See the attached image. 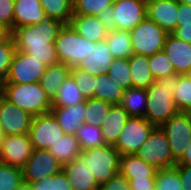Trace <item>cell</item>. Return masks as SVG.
<instances>
[{
    "label": "cell",
    "mask_w": 191,
    "mask_h": 190,
    "mask_svg": "<svg viewBox=\"0 0 191 190\" xmlns=\"http://www.w3.org/2000/svg\"><path fill=\"white\" fill-rule=\"evenodd\" d=\"M47 65L32 55L16 50L3 83L27 84L40 82Z\"/></svg>",
    "instance_id": "30bf717a"
},
{
    "label": "cell",
    "mask_w": 191,
    "mask_h": 190,
    "mask_svg": "<svg viewBox=\"0 0 191 190\" xmlns=\"http://www.w3.org/2000/svg\"><path fill=\"white\" fill-rule=\"evenodd\" d=\"M180 74H173L156 80L146 89L147 106L144 118L156 127H160L179 111L173 94L179 84Z\"/></svg>",
    "instance_id": "7a4b0ae2"
},
{
    "label": "cell",
    "mask_w": 191,
    "mask_h": 190,
    "mask_svg": "<svg viewBox=\"0 0 191 190\" xmlns=\"http://www.w3.org/2000/svg\"><path fill=\"white\" fill-rule=\"evenodd\" d=\"M177 165H186L191 167V143L187 148L183 158L177 163Z\"/></svg>",
    "instance_id": "f5cc1de1"
},
{
    "label": "cell",
    "mask_w": 191,
    "mask_h": 190,
    "mask_svg": "<svg viewBox=\"0 0 191 190\" xmlns=\"http://www.w3.org/2000/svg\"><path fill=\"white\" fill-rule=\"evenodd\" d=\"M156 128L144 117H129L123 127L114 148L121 154L133 155L146 142Z\"/></svg>",
    "instance_id": "9c48e42d"
},
{
    "label": "cell",
    "mask_w": 191,
    "mask_h": 190,
    "mask_svg": "<svg viewBox=\"0 0 191 190\" xmlns=\"http://www.w3.org/2000/svg\"><path fill=\"white\" fill-rule=\"evenodd\" d=\"M128 118V113L120 104L111 105L108 116L101 121L102 134L107 145H115Z\"/></svg>",
    "instance_id": "603a6c76"
},
{
    "label": "cell",
    "mask_w": 191,
    "mask_h": 190,
    "mask_svg": "<svg viewBox=\"0 0 191 190\" xmlns=\"http://www.w3.org/2000/svg\"><path fill=\"white\" fill-rule=\"evenodd\" d=\"M120 106L129 117H144L147 106L146 89L129 88L125 90Z\"/></svg>",
    "instance_id": "f1b7e54d"
},
{
    "label": "cell",
    "mask_w": 191,
    "mask_h": 190,
    "mask_svg": "<svg viewBox=\"0 0 191 190\" xmlns=\"http://www.w3.org/2000/svg\"><path fill=\"white\" fill-rule=\"evenodd\" d=\"M42 8L49 19L69 24L73 16V0H40Z\"/></svg>",
    "instance_id": "d6a6232c"
},
{
    "label": "cell",
    "mask_w": 191,
    "mask_h": 190,
    "mask_svg": "<svg viewBox=\"0 0 191 190\" xmlns=\"http://www.w3.org/2000/svg\"><path fill=\"white\" fill-rule=\"evenodd\" d=\"M173 99L179 112H191V74L180 75Z\"/></svg>",
    "instance_id": "d590c367"
},
{
    "label": "cell",
    "mask_w": 191,
    "mask_h": 190,
    "mask_svg": "<svg viewBox=\"0 0 191 190\" xmlns=\"http://www.w3.org/2000/svg\"><path fill=\"white\" fill-rule=\"evenodd\" d=\"M86 101L73 78L69 75L52 100V107H68Z\"/></svg>",
    "instance_id": "f546056e"
},
{
    "label": "cell",
    "mask_w": 191,
    "mask_h": 190,
    "mask_svg": "<svg viewBox=\"0 0 191 190\" xmlns=\"http://www.w3.org/2000/svg\"><path fill=\"white\" fill-rule=\"evenodd\" d=\"M2 96L33 117L51 112L52 101L43 90L40 82L2 83Z\"/></svg>",
    "instance_id": "3957f363"
},
{
    "label": "cell",
    "mask_w": 191,
    "mask_h": 190,
    "mask_svg": "<svg viewBox=\"0 0 191 190\" xmlns=\"http://www.w3.org/2000/svg\"><path fill=\"white\" fill-rule=\"evenodd\" d=\"M157 171V168L135 154L121 156L120 173L126 178H156Z\"/></svg>",
    "instance_id": "cb8c5ba5"
},
{
    "label": "cell",
    "mask_w": 191,
    "mask_h": 190,
    "mask_svg": "<svg viewBox=\"0 0 191 190\" xmlns=\"http://www.w3.org/2000/svg\"><path fill=\"white\" fill-rule=\"evenodd\" d=\"M64 134L52 112L34 116L28 133L33 149L47 150Z\"/></svg>",
    "instance_id": "8fae6325"
},
{
    "label": "cell",
    "mask_w": 191,
    "mask_h": 190,
    "mask_svg": "<svg viewBox=\"0 0 191 190\" xmlns=\"http://www.w3.org/2000/svg\"><path fill=\"white\" fill-rule=\"evenodd\" d=\"M85 110L86 101L68 107L51 108L64 133L70 135H75L76 130L85 123Z\"/></svg>",
    "instance_id": "44dd1931"
},
{
    "label": "cell",
    "mask_w": 191,
    "mask_h": 190,
    "mask_svg": "<svg viewBox=\"0 0 191 190\" xmlns=\"http://www.w3.org/2000/svg\"><path fill=\"white\" fill-rule=\"evenodd\" d=\"M178 163L191 143V112H178L160 126Z\"/></svg>",
    "instance_id": "52a82bcc"
},
{
    "label": "cell",
    "mask_w": 191,
    "mask_h": 190,
    "mask_svg": "<svg viewBox=\"0 0 191 190\" xmlns=\"http://www.w3.org/2000/svg\"><path fill=\"white\" fill-rule=\"evenodd\" d=\"M13 30L39 24L47 19L40 0H14Z\"/></svg>",
    "instance_id": "ffe728a7"
},
{
    "label": "cell",
    "mask_w": 191,
    "mask_h": 190,
    "mask_svg": "<svg viewBox=\"0 0 191 190\" xmlns=\"http://www.w3.org/2000/svg\"><path fill=\"white\" fill-rule=\"evenodd\" d=\"M56 190H73L63 170L56 174Z\"/></svg>",
    "instance_id": "816d5d0a"
},
{
    "label": "cell",
    "mask_w": 191,
    "mask_h": 190,
    "mask_svg": "<svg viewBox=\"0 0 191 190\" xmlns=\"http://www.w3.org/2000/svg\"><path fill=\"white\" fill-rule=\"evenodd\" d=\"M4 136V133H3V130H2V127H1V121H0V140L1 138Z\"/></svg>",
    "instance_id": "6f0895ef"
},
{
    "label": "cell",
    "mask_w": 191,
    "mask_h": 190,
    "mask_svg": "<svg viewBox=\"0 0 191 190\" xmlns=\"http://www.w3.org/2000/svg\"><path fill=\"white\" fill-rule=\"evenodd\" d=\"M112 7L116 30L131 31L147 17V0H119Z\"/></svg>",
    "instance_id": "5bb4252c"
},
{
    "label": "cell",
    "mask_w": 191,
    "mask_h": 190,
    "mask_svg": "<svg viewBox=\"0 0 191 190\" xmlns=\"http://www.w3.org/2000/svg\"><path fill=\"white\" fill-rule=\"evenodd\" d=\"M73 190H98L99 184L87 165L86 157L81 155L62 166Z\"/></svg>",
    "instance_id": "e0dca14e"
},
{
    "label": "cell",
    "mask_w": 191,
    "mask_h": 190,
    "mask_svg": "<svg viewBox=\"0 0 191 190\" xmlns=\"http://www.w3.org/2000/svg\"><path fill=\"white\" fill-rule=\"evenodd\" d=\"M69 24L79 35L94 43L104 40L109 32L97 16L73 15Z\"/></svg>",
    "instance_id": "7402d4cb"
},
{
    "label": "cell",
    "mask_w": 191,
    "mask_h": 190,
    "mask_svg": "<svg viewBox=\"0 0 191 190\" xmlns=\"http://www.w3.org/2000/svg\"><path fill=\"white\" fill-rule=\"evenodd\" d=\"M98 190H131L129 181L120 172L101 184Z\"/></svg>",
    "instance_id": "ee69618b"
},
{
    "label": "cell",
    "mask_w": 191,
    "mask_h": 190,
    "mask_svg": "<svg viewBox=\"0 0 191 190\" xmlns=\"http://www.w3.org/2000/svg\"><path fill=\"white\" fill-rule=\"evenodd\" d=\"M163 52L172 62L176 74H191V43H187L172 34H168Z\"/></svg>",
    "instance_id": "ac0fdd59"
},
{
    "label": "cell",
    "mask_w": 191,
    "mask_h": 190,
    "mask_svg": "<svg viewBox=\"0 0 191 190\" xmlns=\"http://www.w3.org/2000/svg\"><path fill=\"white\" fill-rule=\"evenodd\" d=\"M149 66L155 81L176 73L172 62L163 51L149 56Z\"/></svg>",
    "instance_id": "f35d334b"
},
{
    "label": "cell",
    "mask_w": 191,
    "mask_h": 190,
    "mask_svg": "<svg viewBox=\"0 0 191 190\" xmlns=\"http://www.w3.org/2000/svg\"><path fill=\"white\" fill-rule=\"evenodd\" d=\"M70 76L86 99L94 98L95 75L73 67L70 70Z\"/></svg>",
    "instance_id": "b9f144b4"
},
{
    "label": "cell",
    "mask_w": 191,
    "mask_h": 190,
    "mask_svg": "<svg viewBox=\"0 0 191 190\" xmlns=\"http://www.w3.org/2000/svg\"><path fill=\"white\" fill-rule=\"evenodd\" d=\"M147 18L171 34L176 28L177 0H147Z\"/></svg>",
    "instance_id": "2e32d148"
},
{
    "label": "cell",
    "mask_w": 191,
    "mask_h": 190,
    "mask_svg": "<svg viewBox=\"0 0 191 190\" xmlns=\"http://www.w3.org/2000/svg\"><path fill=\"white\" fill-rule=\"evenodd\" d=\"M125 89L114 82L108 74L95 76L94 98L112 105L120 104Z\"/></svg>",
    "instance_id": "4316f807"
},
{
    "label": "cell",
    "mask_w": 191,
    "mask_h": 190,
    "mask_svg": "<svg viewBox=\"0 0 191 190\" xmlns=\"http://www.w3.org/2000/svg\"><path fill=\"white\" fill-rule=\"evenodd\" d=\"M64 24L62 21L47 18L39 24L16 28L10 34L16 50L51 66L59 63L54 43Z\"/></svg>",
    "instance_id": "6da1fadb"
},
{
    "label": "cell",
    "mask_w": 191,
    "mask_h": 190,
    "mask_svg": "<svg viewBox=\"0 0 191 190\" xmlns=\"http://www.w3.org/2000/svg\"><path fill=\"white\" fill-rule=\"evenodd\" d=\"M7 34V32L0 26V39L4 37Z\"/></svg>",
    "instance_id": "11a10c76"
},
{
    "label": "cell",
    "mask_w": 191,
    "mask_h": 190,
    "mask_svg": "<svg viewBox=\"0 0 191 190\" xmlns=\"http://www.w3.org/2000/svg\"><path fill=\"white\" fill-rule=\"evenodd\" d=\"M75 136L78 139L81 151L106 145L101 126L84 123L76 130Z\"/></svg>",
    "instance_id": "1f68e13d"
},
{
    "label": "cell",
    "mask_w": 191,
    "mask_h": 190,
    "mask_svg": "<svg viewBox=\"0 0 191 190\" xmlns=\"http://www.w3.org/2000/svg\"><path fill=\"white\" fill-rule=\"evenodd\" d=\"M129 66L133 88L147 89L155 82L149 66V56L132 54Z\"/></svg>",
    "instance_id": "484cf974"
},
{
    "label": "cell",
    "mask_w": 191,
    "mask_h": 190,
    "mask_svg": "<svg viewBox=\"0 0 191 190\" xmlns=\"http://www.w3.org/2000/svg\"><path fill=\"white\" fill-rule=\"evenodd\" d=\"M32 118L29 113L0 96V121L4 135L28 134Z\"/></svg>",
    "instance_id": "9a60e30c"
},
{
    "label": "cell",
    "mask_w": 191,
    "mask_h": 190,
    "mask_svg": "<svg viewBox=\"0 0 191 190\" xmlns=\"http://www.w3.org/2000/svg\"><path fill=\"white\" fill-rule=\"evenodd\" d=\"M23 181L22 168L0 162V190H18Z\"/></svg>",
    "instance_id": "8d00e7d4"
},
{
    "label": "cell",
    "mask_w": 191,
    "mask_h": 190,
    "mask_svg": "<svg viewBox=\"0 0 191 190\" xmlns=\"http://www.w3.org/2000/svg\"><path fill=\"white\" fill-rule=\"evenodd\" d=\"M180 3H185V4H190L191 5V0H177Z\"/></svg>",
    "instance_id": "9f6ffc18"
},
{
    "label": "cell",
    "mask_w": 191,
    "mask_h": 190,
    "mask_svg": "<svg viewBox=\"0 0 191 190\" xmlns=\"http://www.w3.org/2000/svg\"><path fill=\"white\" fill-rule=\"evenodd\" d=\"M33 151L28 134L4 135L0 140V162L22 168Z\"/></svg>",
    "instance_id": "4fadbf2b"
},
{
    "label": "cell",
    "mask_w": 191,
    "mask_h": 190,
    "mask_svg": "<svg viewBox=\"0 0 191 190\" xmlns=\"http://www.w3.org/2000/svg\"><path fill=\"white\" fill-rule=\"evenodd\" d=\"M112 4V0H73V15L97 16Z\"/></svg>",
    "instance_id": "60d3db41"
},
{
    "label": "cell",
    "mask_w": 191,
    "mask_h": 190,
    "mask_svg": "<svg viewBox=\"0 0 191 190\" xmlns=\"http://www.w3.org/2000/svg\"><path fill=\"white\" fill-rule=\"evenodd\" d=\"M48 150L62 166L74 161L82 153L77 137L70 134L62 135Z\"/></svg>",
    "instance_id": "d4e9b609"
},
{
    "label": "cell",
    "mask_w": 191,
    "mask_h": 190,
    "mask_svg": "<svg viewBox=\"0 0 191 190\" xmlns=\"http://www.w3.org/2000/svg\"><path fill=\"white\" fill-rule=\"evenodd\" d=\"M16 52L15 44L10 33H7L0 39V82L3 83L9 67L12 62V58Z\"/></svg>",
    "instance_id": "ab89813d"
},
{
    "label": "cell",
    "mask_w": 191,
    "mask_h": 190,
    "mask_svg": "<svg viewBox=\"0 0 191 190\" xmlns=\"http://www.w3.org/2000/svg\"><path fill=\"white\" fill-rule=\"evenodd\" d=\"M14 0H0V26L7 32L13 31Z\"/></svg>",
    "instance_id": "7bdbcfd3"
},
{
    "label": "cell",
    "mask_w": 191,
    "mask_h": 190,
    "mask_svg": "<svg viewBox=\"0 0 191 190\" xmlns=\"http://www.w3.org/2000/svg\"><path fill=\"white\" fill-rule=\"evenodd\" d=\"M2 95V83L0 82V96Z\"/></svg>",
    "instance_id": "680465c9"
},
{
    "label": "cell",
    "mask_w": 191,
    "mask_h": 190,
    "mask_svg": "<svg viewBox=\"0 0 191 190\" xmlns=\"http://www.w3.org/2000/svg\"><path fill=\"white\" fill-rule=\"evenodd\" d=\"M135 155L158 170L171 168L177 164L173 158L167 137L160 127H156L151 132Z\"/></svg>",
    "instance_id": "ba28073f"
},
{
    "label": "cell",
    "mask_w": 191,
    "mask_h": 190,
    "mask_svg": "<svg viewBox=\"0 0 191 190\" xmlns=\"http://www.w3.org/2000/svg\"><path fill=\"white\" fill-rule=\"evenodd\" d=\"M168 33L149 18L130 31L133 54L151 56L163 51Z\"/></svg>",
    "instance_id": "5b68a950"
},
{
    "label": "cell",
    "mask_w": 191,
    "mask_h": 190,
    "mask_svg": "<svg viewBox=\"0 0 191 190\" xmlns=\"http://www.w3.org/2000/svg\"><path fill=\"white\" fill-rule=\"evenodd\" d=\"M18 190H33V187L31 185V183H27V182L23 181V183L20 185Z\"/></svg>",
    "instance_id": "db71d44e"
},
{
    "label": "cell",
    "mask_w": 191,
    "mask_h": 190,
    "mask_svg": "<svg viewBox=\"0 0 191 190\" xmlns=\"http://www.w3.org/2000/svg\"><path fill=\"white\" fill-rule=\"evenodd\" d=\"M82 154L99 185L120 172L121 154L112 145L88 149Z\"/></svg>",
    "instance_id": "8992f818"
},
{
    "label": "cell",
    "mask_w": 191,
    "mask_h": 190,
    "mask_svg": "<svg viewBox=\"0 0 191 190\" xmlns=\"http://www.w3.org/2000/svg\"><path fill=\"white\" fill-rule=\"evenodd\" d=\"M97 17L108 31L116 30V21L114 19L112 6L103 9L102 12L97 15Z\"/></svg>",
    "instance_id": "bcb514c9"
},
{
    "label": "cell",
    "mask_w": 191,
    "mask_h": 190,
    "mask_svg": "<svg viewBox=\"0 0 191 190\" xmlns=\"http://www.w3.org/2000/svg\"><path fill=\"white\" fill-rule=\"evenodd\" d=\"M31 185L33 190H56V174Z\"/></svg>",
    "instance_id": "681fc988"
},
{
    "label": "cell",
    "mask_w": 191,
    "mask_h": 190,
    "mask_svg": "<svg viewBox=\"0 0 191 190\" xmlns=\"http://www.w3.org/2000/svg\"><path fill=\"white\" fill-rule=\"evenodd\" d=\"M113 56L107 46L106 39L91 42V52L79 65L78 69L98 76L107 74L108 68L112 65Z\"/></svg>",
    "instance_id": "d6986e66"
},
{
    "label": "cell",
    "mask_w": 191,
    "mask_h": 190,
    "mask_svg": "<svg viewBox=\"0 0 191 190\" xmlns=\"http://www.w3.org/2000/svg\"><path fill=\"white\" fill-rule=\"evenodd\" d=\"M71 68L64 63H57L48 66L41 78V86L52 101L57 90L60 88L64 80L70 75Z\"/></svg>",
    "instance_id": "83f0119b"
},
{
    "label": "cell",
    "mask_w": 191,
    "mask_h": 190,
    "mask_svg": "<svg viewBox=\"0 0 191 190\" xmlns=\"http://www.w3.org/2000/svg\"><path fill=\"white\" fill-rule=\"evenodd\" d=\"M62 170V165L47 149H33L31 156L22 167L23 180L36 183Z\"/></svg>",
    "instance_id": "7c38bea8"
},
{
    "label": "cell",
    "mask_w": 191,
    "mask_h": 190,
    "mask_svg": "<svg viewBox=\"0 0 191 190\" xmlns=\"http://www.w3.org/2000/svg\"><path fill=\"white\" fill-rule=\"evenodd\" d=\"M59 62L77 67L91 52V41L79 35L70 24H64L55 40Z\"/></svg>",
    "instance_id": "277c9868"
},
{
    "label": "cell",
    "mask_w": 191,
    "mask_h": 190,
    "mask_svg": "<svg viewBox=\"0 0 191 190\" xmlns=\"http://www.w3.org/2000/svg\"><path fill=\"white\" fill-rule=\"evenodd\" d=\"M131 190H155V178H127Z\"/></svg>",
    "instance_id": "7dc6e473"
},
{
    "label": "cell",
    "mask_w": 191,
    "mask_h": 190,
    "mask_svg": "<svg viewBox=\"0 0 191 190\" xmlns=\"http://www.w3.org/2000/svg\"><path fill=\"white\" fill-rule=\"evenodd\" d=\"M107 74L114 82L125 90L133 88L129 58L113 59L112 65L108 68Z\"/></svg>",
    "instance_id": "836d02e7"
},
{
    "label": "cell",
    "mask_w": 191,
    "mask_h": 190,
    "mask_svg": "<svg viewBox=\"0 0 191 190\" xmlns=\"http://www.w3.org/2000/svg\"><path fill=\"white\" fill-rule=\"evenodd\" d=\"M171 34L180 40L191 43V25L176 27Z\"/></svg>",
    "instance_id": "f907efd6"
},
{
    "label": "cell",
    "mask_w": 191,
    "mask_h": 190,
    "mask_svg": "<svg viewBox=\"0 0 191 190\" xmlns=\"http://www.w3.org/2000/svg\"><path fill=\"white\" fill-rule=\"evenodd\" d=\"M177 172L179 173L183 190H191V167L186 165H177Z\"/></svg>",
    "instance_id": "c3c4849f"
},
{
    "label": "cell",
    "mask_w": 191,
    "mask_h": 190,
    "mask_svg": "<svg viewBox=\"0 0 191 190\" xmlns=\"http://www.w3.org/2000/svg\"><path fill=\"white\" fill-rule=\"evenodd\" d=\"M155 190H183L177 164L171 168L160 169L156 172Z\"/></svg>",
    "instance_id": "74e56055"
},
{
    "label": "cell",
    "mask_w": 191,
    "mask_h": 190,
    "mask_svg": "<svg viewBox=\"0 0 191 190\" xmlns=\"http://www.w3.org/2000/svg\"><path fill=\"white\" fill-rule=\"evenodd\" d=\"M111 105L108 102L96 98L86 99L85 123L101 126V121L108 116Z\"/></svg>",
    "instance_id": "e575fe53"
},
{
    "label": "cell",
    "mask_w": 191,
    "mask_h": 190,
    "mask_svg": "<svg viewBox=\"0 0 191 190\" xmlns=\"http://www.w3.org/2000/svg\"><path fill=\"white\" fill-rule=\"evenodd\" d=\"M105 39L114 59L129 58L133 54L130 31H109Z\"/></svg>",
    "instance_id": "4dcf8cb0"
},
{
    "label": "cell",
    "mask_w": 191,
    "mask_h": 190,
    "mask_svg": "<svg viewBox=\"0 0 191 190\" xmlns=\"http://www.w3.org/2000/svg\"><path fill=\"white\" fill-rule=\"evenodd\" d=\"M176 27L191 25V5L178 2Z\"/></svg>",
    "instance_id": "f6af8a7d"
}]
</instances>
